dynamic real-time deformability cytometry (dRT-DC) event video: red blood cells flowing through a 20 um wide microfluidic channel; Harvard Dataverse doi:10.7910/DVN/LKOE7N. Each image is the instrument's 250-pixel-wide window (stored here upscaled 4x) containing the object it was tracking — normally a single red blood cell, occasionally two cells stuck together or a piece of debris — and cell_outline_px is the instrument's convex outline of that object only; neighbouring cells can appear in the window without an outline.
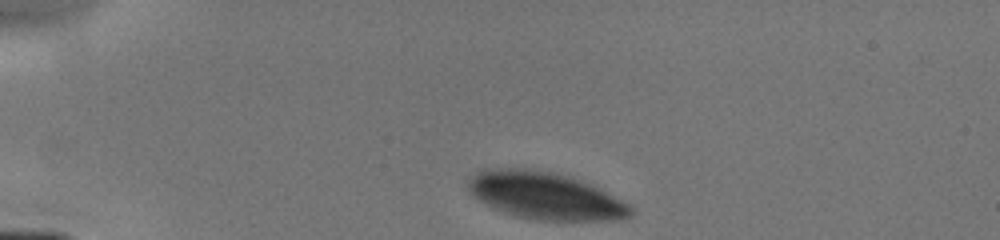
{"species": "human", "species_latin": "Homo sapiens", "temperature_condition": "cold", "stored_images_in_passage": 2, "camera_frame_rate_fps": 3000, "um_per_image_px": 0.085, "donor": {"sex": "male"}, "frame": {"image": 1, "passage_image": 1, "time_ms": 0.0, "image_size_px": [1000, 240], "cell_outline_px": [[632, 216], [624, 220], [532, 220], [516, 216], [492, 208], [484, 204], [468, 188], [468, 180], [476, 172], [484, 168], [524, 168], [572, 176], [628, 204], [632, 208]], "centroid_in_image_um": [46.31, 16.65], "position_along_channel_um": 38.7, "area_um2": 44.33}}